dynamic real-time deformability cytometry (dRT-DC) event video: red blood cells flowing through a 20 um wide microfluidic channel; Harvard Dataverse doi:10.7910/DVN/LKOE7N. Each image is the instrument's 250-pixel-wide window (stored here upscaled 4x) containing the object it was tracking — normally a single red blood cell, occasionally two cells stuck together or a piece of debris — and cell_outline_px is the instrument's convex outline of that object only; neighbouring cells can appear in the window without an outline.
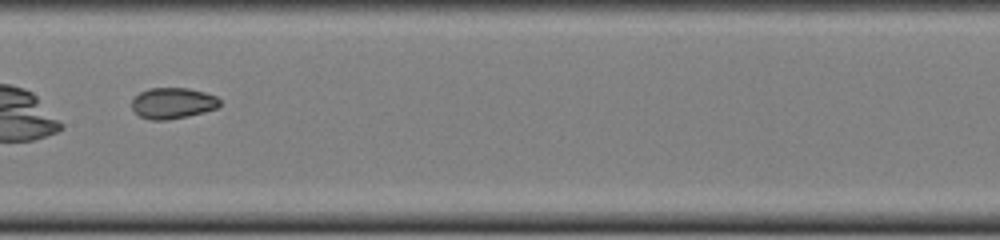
{"species": "common noctule bat (a hibernating species)", "species_latin": "Nyctalus noctula", "temperature_condition": "cold", "stored_images_in_passage": 34, "camera_frame_rate_fps": 3000, "um_per_image_px": 0.085, "animal": {"sex": "female", "body_mass_g": 22.0, "forearm_length_mm": 56.7}, "frame": {"image": 1, "passage_image": 10, "time_ms": 3.0, "image_size_px": [1000, 240], "cell_outline_px": [[220, 104], [216, 108], [204, 112], [188, 116], [168, 120], [152, 120], [140, 116], [132, 108], [132, 100], [140, 92], [148, 88], [188, 88], [204, 92], [216, 96], [220, 100]], "centroid_in_image_um": [14.68, 8.77], "position_along_channel_um": 192.7, "area_um2": 15.84}}